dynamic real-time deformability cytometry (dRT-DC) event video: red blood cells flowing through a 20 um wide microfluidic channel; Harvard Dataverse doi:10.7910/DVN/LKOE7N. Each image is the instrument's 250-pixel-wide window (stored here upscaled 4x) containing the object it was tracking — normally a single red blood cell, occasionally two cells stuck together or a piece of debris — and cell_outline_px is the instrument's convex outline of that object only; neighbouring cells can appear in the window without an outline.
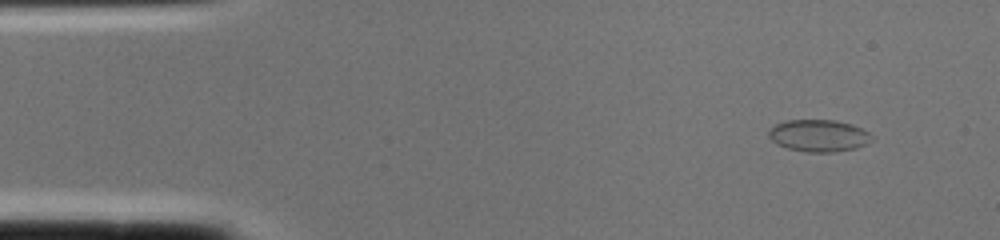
{"species": "common noctule bat (a hibernating species)", "species_latin": "Nyctalus noctula", "temperature_condition": "cold", "stored_images_in_passage": 1, "camera_frame_rate_fps": 3000, "um_per_image_px": 0.085, "animal": {"sex": "female", "body_mass_g": 22.0, "forearm_length_mm": 56.7}, "frame": {"image": 1, "passage_image": 1, "time_ms": 0.0, "image_size_px": [1000, 240], "cell_outline_px": [[872, 140], [856, 148], [832, 152], [808, 152], [788, 148], [776, 144], [768, 136], [768, 128], [776, 124], [788, 120], [836, 120], [852, 124], [868, 132], [872, 136]], "centroid_in_image_um": [69.56, 11.52], "position_along_channel_um": 15.4, "area_um2": 19.19}}